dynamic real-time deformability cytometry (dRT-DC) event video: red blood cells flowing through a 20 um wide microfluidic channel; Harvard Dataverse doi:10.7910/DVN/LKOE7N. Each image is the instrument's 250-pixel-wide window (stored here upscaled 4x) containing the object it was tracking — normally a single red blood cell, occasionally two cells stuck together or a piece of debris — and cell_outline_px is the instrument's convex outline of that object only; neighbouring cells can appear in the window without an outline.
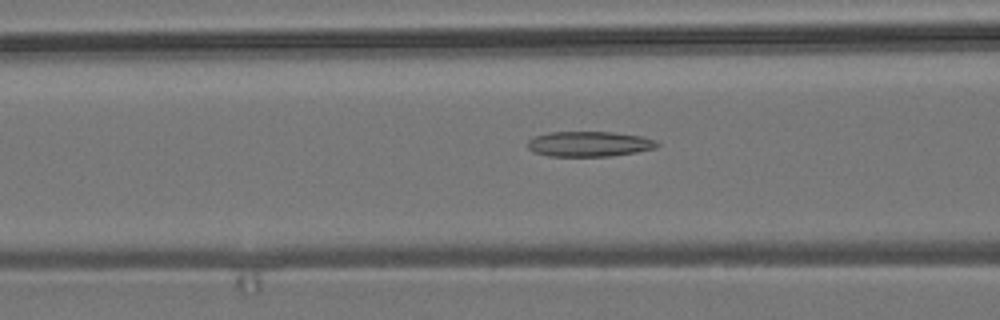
{"species": "common noctule bat (a hibernating species)", "species_latin": "Nyctalus noctula", "temperature_condition": "room temperature", "stored_images_in_passage": 44, "camera_frame_rate_fps": 3000, "um_per_image_px": 0.085, "animal": {"sex": "male", "body_mass_g": 19.2, "forearm_length_mm": 51.8}, "frame": {"image": 1, "passage_image": 18, "time_ms": 5.667, "image_size_px": [1000, 320], "cell_outline_px": [[660, 144], [656, 148], [636, 152], [612, 156], [548, 156], [532, 152], [528, 148], [528, 140], [536, 136], [548, 132], [612, 132], [640, 136], [656, 140]], "centroid_in_image_um": [50.08, 12.24], "position_along_channel_um": 116.5, "area_um2": 19.07}}
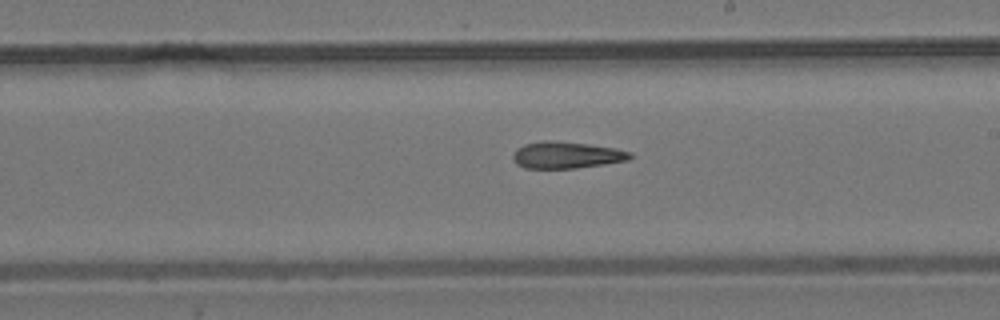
{"frame": {"image": 2, "passage_image": 28, "time_ms": 9.0, "image_size_px": [1000, 320], "cell_outline_px": [[632, 156], [628, 160], [576, 168], [524, 168], [516, 164], [512, 156], [516, 148], [524, 144], [544, 140], [556, 140], [588, 144], [616, 148], [632, 152]], "centroid_in_image_um": [48.13, 13.17], "position_along_channel_um": 240.9, "area_um2": 18.32}}
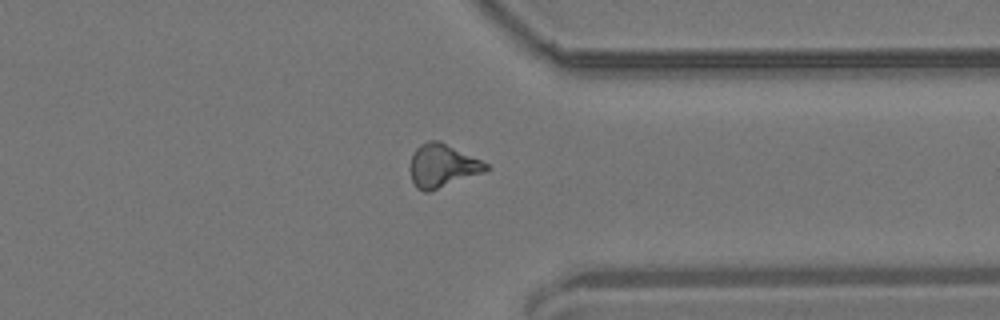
{"frame": {"image": 3, "passage_image": 39, "time_ms": 12.667, "image_size_px": [1000, 320], "cell_outline_px": [[492, 168], [484, 172], [432, 192], [424, 192], [416, 188], [412, 180], [408, 168], [412, 156], [416, 148], [420, 144], [428, 140], [440, 140], [488, 164]], "centroid_in_image_um": [37.58, 14.11], "position_along_channel_um": 373.8, "area_um2": 19.48}}